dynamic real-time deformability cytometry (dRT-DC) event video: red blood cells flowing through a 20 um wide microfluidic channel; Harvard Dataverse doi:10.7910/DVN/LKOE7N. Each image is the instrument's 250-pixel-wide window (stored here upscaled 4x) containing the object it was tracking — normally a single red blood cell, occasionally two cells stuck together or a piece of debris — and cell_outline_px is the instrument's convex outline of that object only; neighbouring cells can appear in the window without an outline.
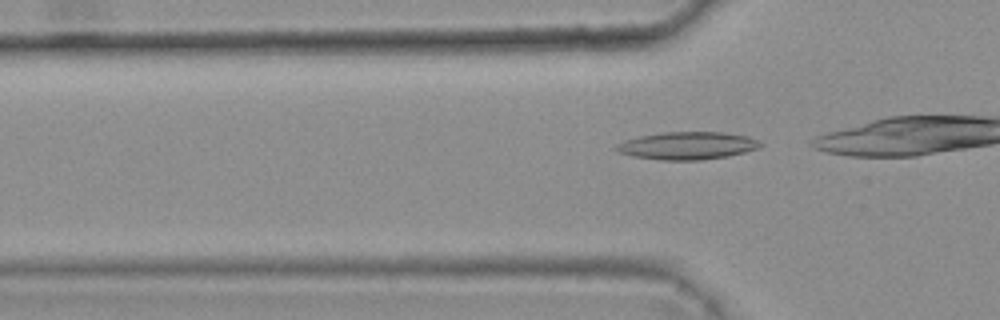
{"species": "common noctule bat (a hibernating species)", "species_latin": "Nyctalus noctula", "temperature_condition": "warm", "stored_images_in_passage": 7, "segment_of_instrument_passage": [2, 2], "camera_frame_rate_fps": 3000, "um_per_image_px": 0.085, "animal": {"sex": "female", "body_mass_g": 25.1}, "frame": {"image": 1, "passage_image": 7, "time_ms": 2.0, "image_size_px": [1000, 320], "cell_outline_px": [[764, 144], [760, 148], [728, 156], [700, 160], [660, 160], [636, 156], [620, 152], [612, 148], [616, 144], [624, 140], [640, 136], [664, 132], [724, 132], [748, 136]], "centroid_in_image_um": [58.44, 12.37], "position_along_channel_um": 67.4, "area_um2": 23.18}}